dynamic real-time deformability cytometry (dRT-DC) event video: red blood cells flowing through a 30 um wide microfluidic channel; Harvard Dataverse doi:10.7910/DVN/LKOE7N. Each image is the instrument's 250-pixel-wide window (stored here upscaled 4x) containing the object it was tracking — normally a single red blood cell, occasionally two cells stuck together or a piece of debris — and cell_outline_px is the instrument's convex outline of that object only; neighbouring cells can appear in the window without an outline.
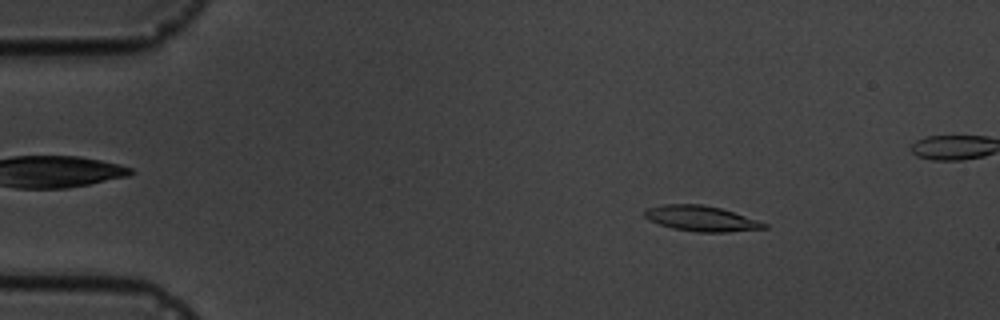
{"species": "common noctule bat (a hibernating species)", "species_latin": "Nyctalus noctula", "temperature_condition": "cold", "stored_images_in_passage": 5, "camera_frame_rate_fps": 3000, "um_per_image_px": 0.085, "animal": {"sex": "male", "body_mass_g": 19.5, "forearm_length_mm": 54.6}, "frame": {"image": 1, "passage_image": 2, "time_ms": 1.0, "image_size_px": [1000, 320], "cell_outline_px": [[768, 228], [728, 232], [696, 232], [672, 228], [648, 220], [644, 216], [644, 208], [664, 204], [700, 204], [720, 208], [768, 224]], "centroid_in_image_um": [59.55, 18.57], "position_along_channel_um": 25.4, "area_um2": 17.63}}
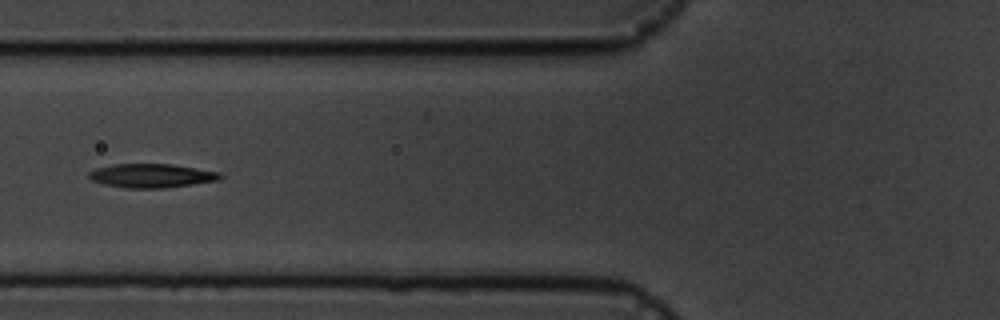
{"frame": {"image": 2, "passage_image": 5, "time_ms": 5.333, "image_size_px": [1000, 320], "cell_outline_px": [[224, 176], [220, 180], [164, 188], [124, 188], [104, 184], [92, 180], [88, 176], [88, 172], [96, 168], [112, 164], [172, 164], [220, 172]], "centroid_in_image_um": [12.89, 14.93], "position_along_channel_um": 112.9, "area_um2": 18.32}}